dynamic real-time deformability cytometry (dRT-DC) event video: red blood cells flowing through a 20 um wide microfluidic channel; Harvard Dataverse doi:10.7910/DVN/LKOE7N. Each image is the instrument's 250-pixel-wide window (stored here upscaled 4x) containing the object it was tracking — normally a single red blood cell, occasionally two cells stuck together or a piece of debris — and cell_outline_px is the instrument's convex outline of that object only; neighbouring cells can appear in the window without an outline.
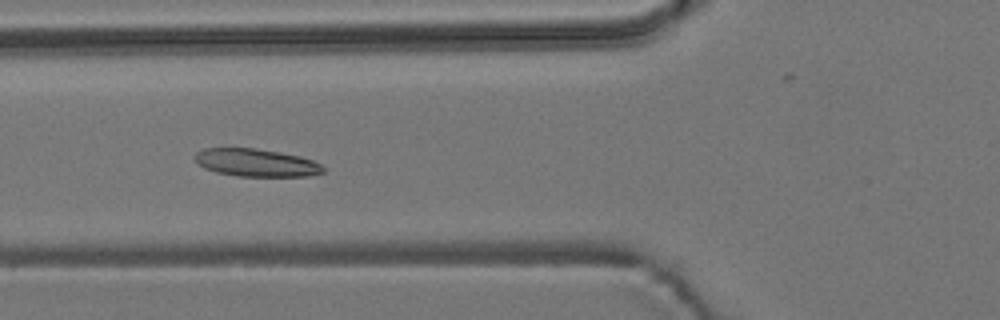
{"species": "common noctule bat (a hibernating species)", "species_latin": "Nyctalus noctula", "temperature_condition": "room temperature", "stored_images_in_passage": 9, "camera_frame_rate_fps": 3000, "um_per_image_px": 0.085, "animal": {"sex": "male", "body_mass_g": 19.2, "forearm_length_mm": 51.8}, "frame": {"image": 1, "passage_image": 5, "time_ms": 4.667, "image_size_px": [1000, 320], "cell_outline_px": [[324, 172], [308, 176], [236, 176], [216, 172], [204, 168], [196, 164], [192, 156], [196, 152], [204, 148], [256, 148], [280, 152], [300, 156], [312, 160], [320, 164], [324, 168]], "centroid_in_image_um": [21.71, 13.82], "position_along_channel_um": 104.1, "area_um2": 20.92}}
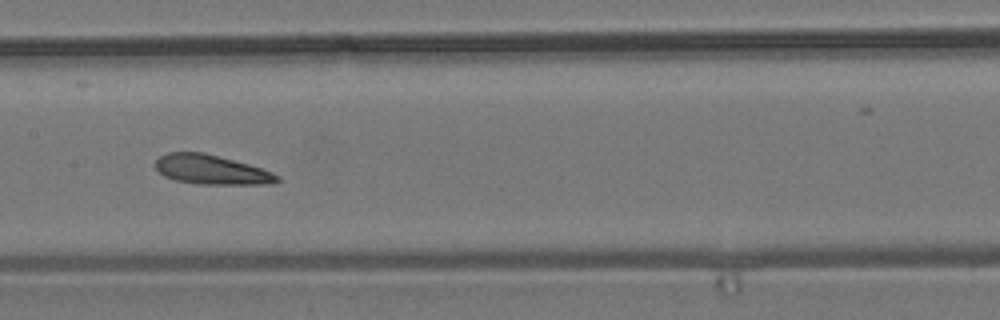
{"frame": {"image": 2, "passage_image": 7, "time_ms": 7.0, "image_size_px": [1000, 320], "cell_outline_px": [[280, 180], [276, 184], [200, 184], [176, 180], [164, 176], [156, 168], [156, 160], [160, 156], [168, 152], [204, 152], [248, 164], [272, 172], [280, 176]], "centroid_in_image_um": [17.99, 14.42], "position_along_channel_um": 189.4, "area_um2": 20.81}}
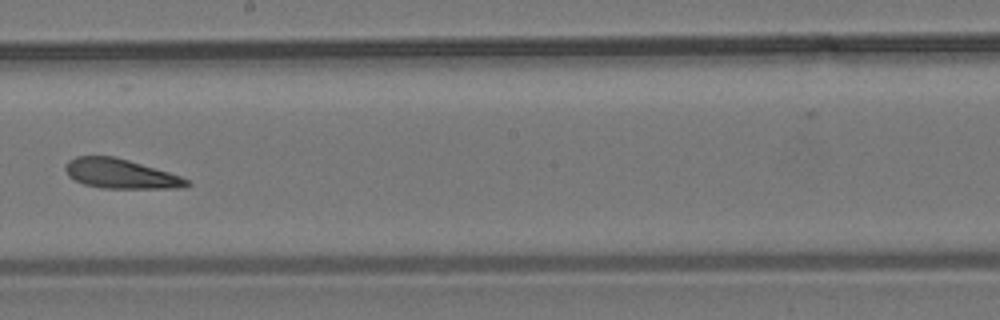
{"frame": {"image": 3, "passage_image": 8, "time_ms": 8.333, "image_size_px": [1000, 320], "cell_outline_px": [[192, 184], [180, 188], [100, 188], [84, 184], [68, 176], [64, 168], [68, 160], [76, 156], [116, 156], [168, 172], [180, 176], [188, 180]], "centroid_in_image_um": [10.23, 14.76], "position_along_channel_um": 238.0, "area_um2": 20.87}}